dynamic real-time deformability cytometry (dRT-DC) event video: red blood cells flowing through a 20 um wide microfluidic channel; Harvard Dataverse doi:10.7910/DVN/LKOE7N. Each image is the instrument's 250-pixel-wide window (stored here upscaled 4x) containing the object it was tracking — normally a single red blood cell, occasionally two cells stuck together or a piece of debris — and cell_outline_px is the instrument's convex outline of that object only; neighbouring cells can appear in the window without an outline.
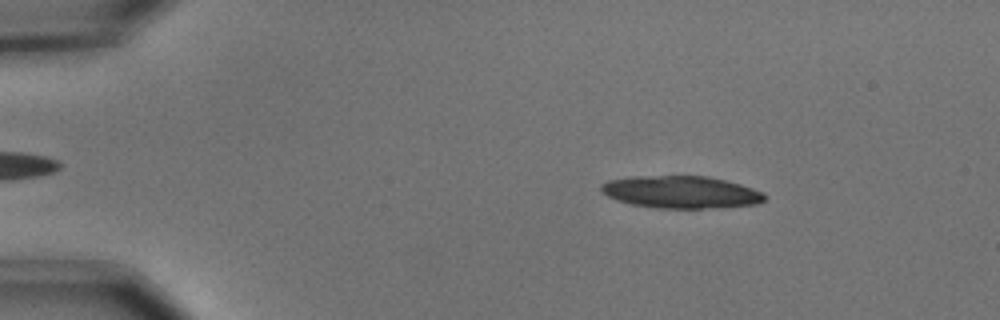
{"species": "common noctule bat (a hibernating species)", "species_latin": "Nyctalus noctula", "temperature_condition": "cold", "stored_images_in_passage": 53, "camera_frame_rate_fps": 3000, "um_per_image_px": 0.085, "animal": {"sex": "male", "body_mass_g": 15.6}, "frame": {"image": 1, "passage_image": 8, "time_ms": 2.333, "image_size_px": [1000, 320], "cell_outline_px": [[764, 200], [756, 204], [716, 208], [656, 208], [632, 204], [616, 200], [600, 192], [600, 184], [608, 180], [632, 176], [708, 176], [740, 184], [764, 192]], "centroid_in_image_um": [57.85, 16.32], "position_along_channel_um": 27.2, "area_um2": 30.87}, "authors_computed_cell_mechanics": {"area_um2": 29.9982, "velocity_mm_per_s": 3.6793, "shape_relaxation_time_tau1_ms": 0.5575, "shape_relaxation_time_tau2_ms": null, "deformation_change_tau1": 0.2488, "deformation_change_tau2": null}}